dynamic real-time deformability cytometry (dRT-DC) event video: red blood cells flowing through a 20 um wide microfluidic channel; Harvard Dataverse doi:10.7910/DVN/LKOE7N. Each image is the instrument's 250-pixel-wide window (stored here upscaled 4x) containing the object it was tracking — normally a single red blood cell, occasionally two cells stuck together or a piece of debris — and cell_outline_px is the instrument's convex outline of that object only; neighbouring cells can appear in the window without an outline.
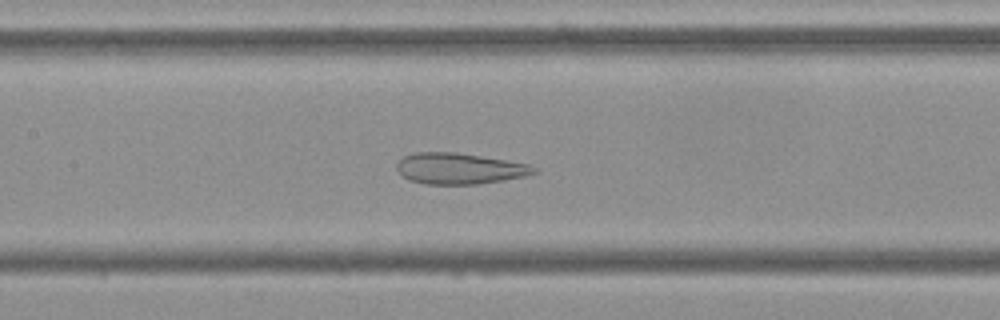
{"species": "Egyptian fruit bat (a non-hibernating species)", "species_latin": "Rousettus aegyptiacus", "temperature_condition": "cold", "stored_images_in_passage": 54, "camera_frame_rate_fps": 3000, "um_per_image_px": 0.085, "frame": {"image": 1, "passage_image": 25, "time_ms": 8.0, "image_size_px": [1000, 320], "cell_outline_px": [[536, 172], [524, 176], [504, 180], [476, 184], [424, 184], [412, 180], [404, 176], [396, 168], [396, 164], [404, 156], [416, 152], [452, 152], [480, 156], [528, 164], [536, 168]], "centroid_in_image_um": [39.03, 14.33], "position_along_channel_um": 168.4, "area_um2": 24.39}}
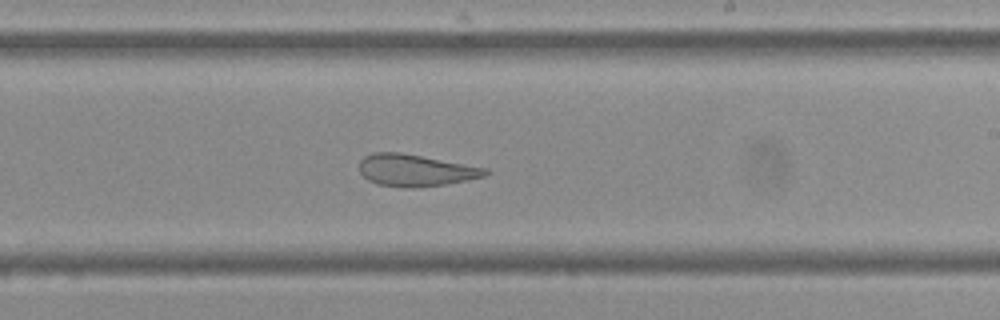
{"frame": {"image": 2, "passage_image": 32, "time_ms": 10.333, "image_size_px": [1000, 320], "cell_outline_px": [[492, 172], [484, 176], [468, 180], [444, 184], [412, 188], [404, 188], [376, 184], [368, 180], [360, 172], [360, 160], [364, 156], [372, 152], [400, 152], [488, 168]], "centroid_in_image_um": [35.32, 14.47], "position_along_channel_um": 253.7, "area_um2": 23.52}}
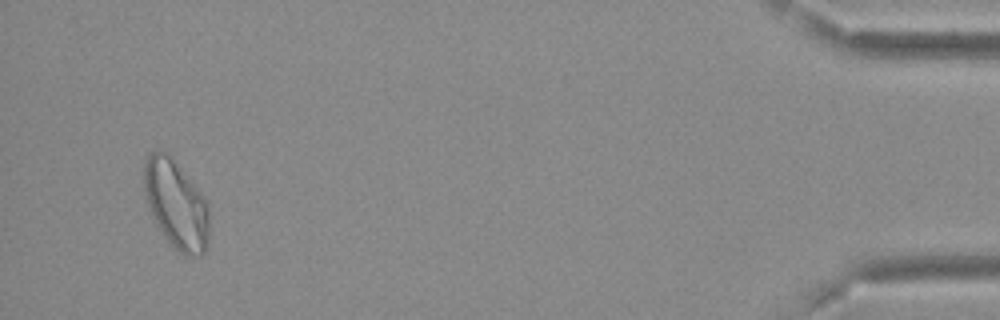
{"frame": {"image": 3, "passage_image": 52, "time_ms": 17.0, "image_size_px": [1000, 320], "cell_outline_px": [[208, 244], [204, 252], [200, 256], [184, 256], [164, 236], [156, 224], [152, 216], [144, 192], [144, 156], [148, 152], [168, 152], [204, 196], [208, 204]], "centroid_in_image_um": [14.96, 17.35], "position_along_channel_um": 420.2, "area_um2": 33.64}}